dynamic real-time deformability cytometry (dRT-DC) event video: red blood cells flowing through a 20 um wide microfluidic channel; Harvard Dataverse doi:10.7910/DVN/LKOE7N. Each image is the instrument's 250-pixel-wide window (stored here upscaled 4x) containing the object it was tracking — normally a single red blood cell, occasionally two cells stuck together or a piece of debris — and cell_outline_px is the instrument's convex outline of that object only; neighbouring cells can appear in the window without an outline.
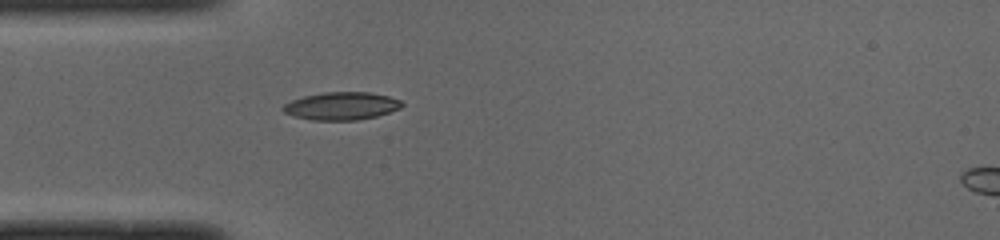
{"species": "common noctule bat (a hibernating species)", "species_latin": "Nyctalus noctula", "temperature_condition": "cold", "stored_images_in_passage": 37, "camera_frame_rate_fps": 3000, "um_per_image_px": 0.085, "animal": {"sex": "male", "body_mass_g": 19.0, "forearm_length_mm": 50.8}, "frame": {"image": 1, "passage_image": 1, "time_ms": 0.0, "image_size_px": [1000, 240], "cell_outline_px": [[404, 104], [400, 108], [376, 116], [356, 120], [312, 120], [296, 116], [284, 112], [280, 108], [284, 104], [292, 100], [304, 96], [324, 92], [368, 92], [388, 96], [400, 100]], "centroid_in_image_um": [29.01, 9.0], "position_along_channel_um": 56.0, "area_um2": 19.07}}
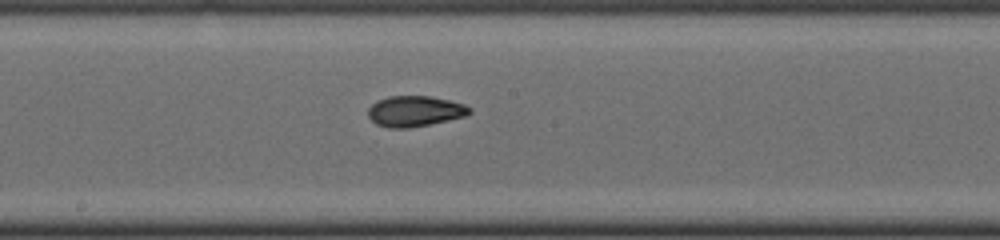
{"frame": {"image": 2, "passage_image": 13, "time_ms": 4.0, "image_size_px": [1000, 240], "cell_outline_px": [[472, 112], [464, 116], [448, 120], [408, 128], [388, 128], [376, 124], [368, 116], [368, 108], [376, 100], [388, 96], [432, 96], [464, 104], [472, 108]], "centroid_in_image_um": [35.24, 9.44], "position_along_channel_um": 213.0, "area_um2": 18.15}}
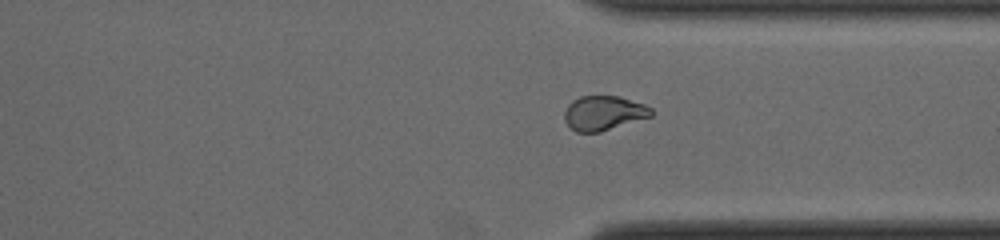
{"frame": {"image": 3, "passage_image": 24, "time_ms": 7.667, "image_size_px": [1000, 240], "cell_outline_px": [[652, 116], [600, 132], [576, 132], [564, 120], [564, 112], [568, 104], [572, 100], [580, 96], [620, 96], [644, 104], [652, 108]], "centroid_in_image_um": [51.31, 9.6], "position_along_channel_um": 360.1, "area_um2": 17.46}, "authors_computed_cell_mechanics": {"area_um2": 18.207, "velocity_mm_per_s": 3.9938, "shape_relaxation_time_tau1_ms": 9.6389, "shape_relaxation_time_tau2_ms": 1.866, "deformation_change_tau1": 0.231, "deformation_change_tau2": 0.0699}}